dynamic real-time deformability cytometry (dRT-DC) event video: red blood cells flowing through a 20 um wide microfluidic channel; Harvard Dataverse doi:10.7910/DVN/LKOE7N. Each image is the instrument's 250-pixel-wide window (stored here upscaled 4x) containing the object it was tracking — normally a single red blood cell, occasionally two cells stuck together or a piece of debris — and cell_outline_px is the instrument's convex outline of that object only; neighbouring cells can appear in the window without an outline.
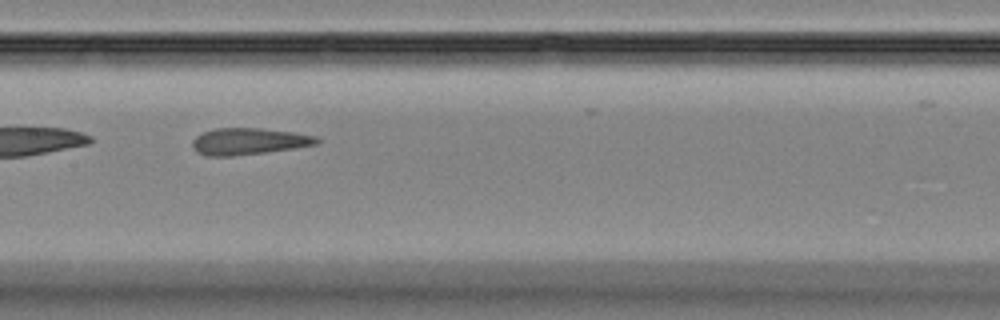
{"species": "Egyptian fruit bat (a non-hibernating species)", "species_latin": "Rousettus aegyptiacus", "temperature_condition": "room temperature", "stored_images_in_passage": 29, "camera_frame_rate_fps": 3000, "um_per_image_px": 0.085, "animal": {"sex": "female"}, "frame": {"image": 1, "passage_image": 9, "time_ms": 2.667, "image_size_px": [1000, 320], "cell_outline_px": [[320, 144], [264, 152], [232, 156], [204, 156], [196, 152], [192, 148], [192, 140], [196, 136], [204, 132], [216, 128], [260, 128], [292, 132], [316, 136], [320, 140]], "centroid_in_image_um": [21.11, 12.02], "position_along_channel_um": 186.3, "area_um2": 19.31}}